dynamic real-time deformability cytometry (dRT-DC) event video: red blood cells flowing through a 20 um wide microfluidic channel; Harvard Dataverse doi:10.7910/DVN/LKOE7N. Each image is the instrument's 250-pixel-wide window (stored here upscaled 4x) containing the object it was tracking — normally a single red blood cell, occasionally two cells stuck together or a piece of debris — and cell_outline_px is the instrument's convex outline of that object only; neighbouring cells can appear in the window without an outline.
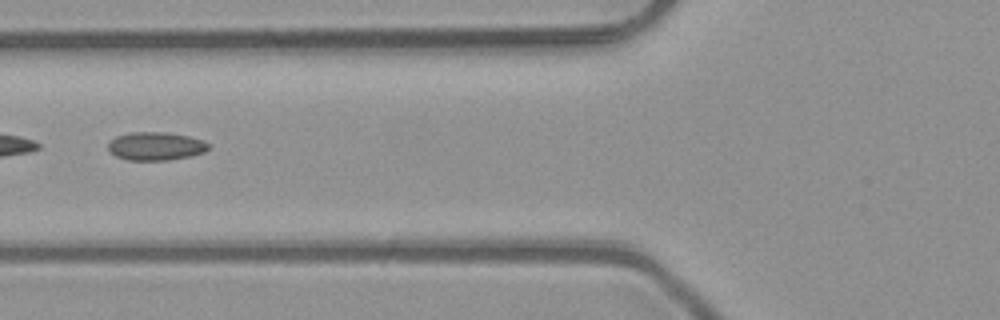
{"species": "common noctule bat (a hibernating species)", "species_latin": "Nyctalus noctula", "temperature_condition": "room temperature", "stored_images_in_passage": 44, "camera_frame_rate_fps": 3000, "um_per_image_px": 0.085, "animal": {"sex": "male", "body_mass_g": 23.1, "forearm_length_mm": 52.7}, "frame": {"image": 1, "passage_image": 13, "time_ms": 4.0, "image_size_px": [1000, 320], "cell_outline_px": [[208, 148], [204, 152], [188, 156], [168, 160], [128, 160], [116, 156], [108, 148], [108, 140], [116, 136], [128, 132], [168, 132], [188, 136], [204, 140], [208, 144]], "centroid_in_image_um": [13.2, 12.41], "position_along_channel_um": 112.6, "area_um2": 16.53}}
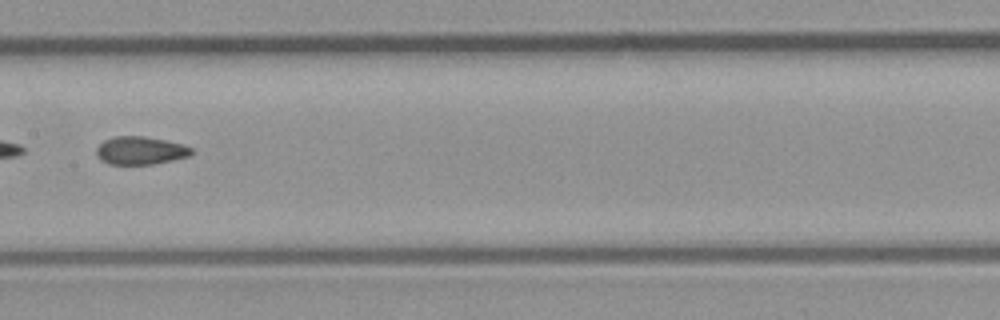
{"frame": {"image": 2, "passage_image": 19, "time_ms": 6.0, "image_size_px": [1000, 320], "cell_outline_px": [[192, 152], [188, 156], [152, 164], [108, 164], [100, 160], [96, 156], [96, 148], [104, 140], [116, 136], [144, 136], [184, 144], [192, 148]], "centroid_in_image_um": [11.89, 12.79], "position_along_channel_um": 195.5, "area_um2": 15.43}, "authors_computed_cell_mechanics": {"area_um2": 16.0684, "velocity_mm_per_s": 4.1133, "shape_relaxation_time_tau1_ms": null, "shape_relaxation_time_tau2_ms": 1.7602, "deformation_change_tau1": null, "deformation_change_tau2": 0.0717}}